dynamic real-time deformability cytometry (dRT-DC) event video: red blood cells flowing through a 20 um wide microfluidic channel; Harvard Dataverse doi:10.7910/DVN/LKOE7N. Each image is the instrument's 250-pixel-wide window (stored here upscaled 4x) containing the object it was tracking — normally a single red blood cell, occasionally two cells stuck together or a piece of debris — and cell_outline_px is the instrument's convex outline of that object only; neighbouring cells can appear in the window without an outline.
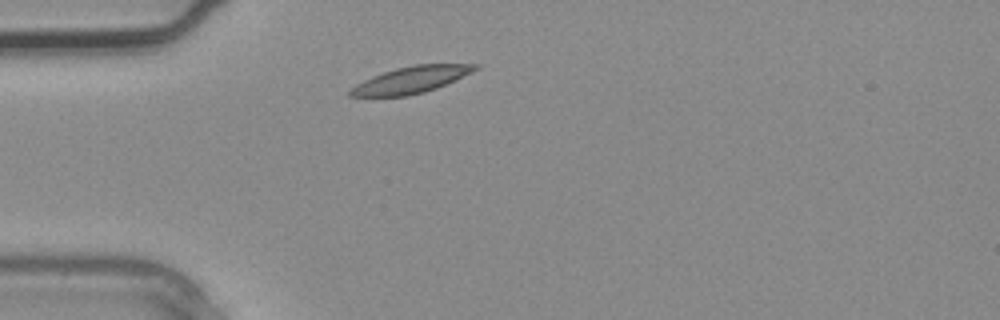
{"species": "common noctule bat (a hibernating species)", "species_latin": "Nyctalus noctula", "temperature_condition": "warm", "stored_images_in_passage": 1, "camera_frame_rate_fps": 3000, "um_per_image_px": 0.085, "animal": {"sex": "male", "body_mass_g": 20.4}, "frame": {"image": 1, "passage_image": 1, "time_ms": 0.0, "image_size_px": [1000, 320], "cell_outline_px": [[480, 68], [472, 72], [436, 88], [424, 92], [408, 96], [348, 96], [348, 92], [356, 84], [372, 76], [396, 68], [412, 64], [480, 64]], "centroid_in_image_um": [34.95, 6.78], "position_along_channel_um": 50.1, "area_um2": 19.25}}